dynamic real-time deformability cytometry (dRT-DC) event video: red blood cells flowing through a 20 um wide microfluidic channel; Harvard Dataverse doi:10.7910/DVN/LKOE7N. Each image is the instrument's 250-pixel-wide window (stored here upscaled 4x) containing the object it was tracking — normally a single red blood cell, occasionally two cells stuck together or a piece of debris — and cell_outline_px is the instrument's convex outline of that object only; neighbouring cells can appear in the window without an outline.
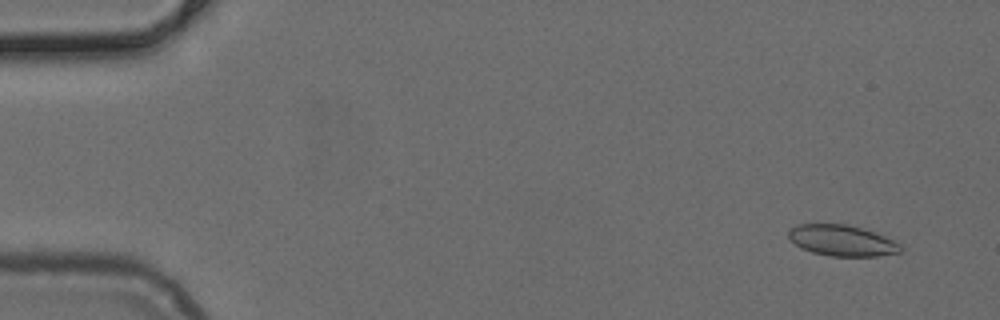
{"species": "common noctule bat (a hibernating species)", "species_latin": "Nyctalus noctula", "temperature_condition": "cold", "stored_images_in_passage": 52, "segment_of_instrument_passage": [1, 2], "camera_frame_rate_fps": 3000, "um_per_image_px": 0.085, "animal": {"sex": "female", "body_mass_g": 24.6, "forearm_length_mm": 56.2}, "frame": {"image": 1, "passage_image": 4, "time_ms": 1.0, "image_size_px": [1000, 320], "cell_outline_px": [[904, 248], [900, 252], [876, 256], [828, 256], [812, 252], [800, 248], [788, 236], [788, 228], [796, 224], [848, 224], [884, 236], [900, 244]], "centroid_in_image_um": [71.53, 20.44], "position_along_channel_um": 13.5, "area_um2": 20.17}}
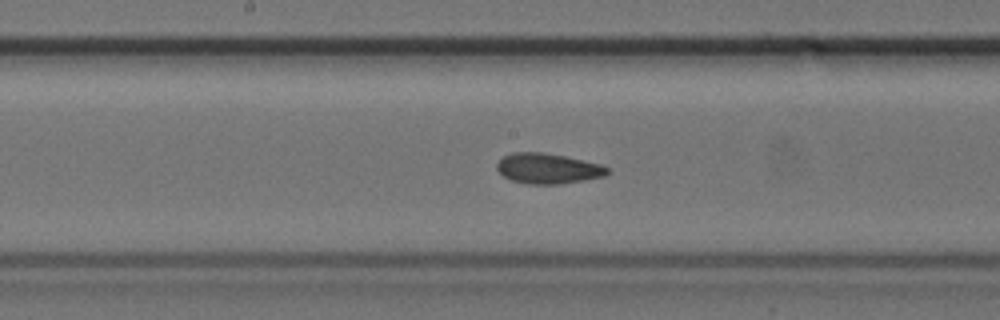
{"frame": {"image": 2, "passage_image": 27, "time_ms": 8.667, "image_size_px": [1000, 320], "cell_outline_px": [[612, 172], [604, 176], [584, 180], [560, 184], [528, 184], [512, 180], [504, 176], [496, 168], [496, 164], [504, 156], [512, 152], [544, 152], [564, 156], [600, 164], [608, 168]], "centroid_in_image_um": [46.58, 14.32], "position_along_channel_um": 201.6, "area_um2": 19.48}}
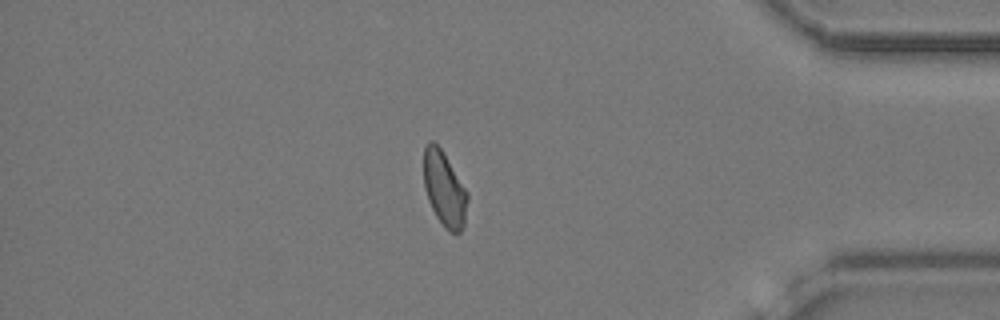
{"frame": {"image": 3, "passage_image": 44, "time_ms": 14.333, "image_size_px": [1000, 320], "cell_outline_px": [[468, 200], [464, 224], [460, 232], [448, 232], [444, 228], [436, 216], [428, 200], [424, 188], [424, 148], [428, 140], [432, 140], [440, 148], [468, 192]], "centroid_in_image_um": [37.76, 16.08], "position_along_channel_um": 397.4, "area_um2": 19.02}}